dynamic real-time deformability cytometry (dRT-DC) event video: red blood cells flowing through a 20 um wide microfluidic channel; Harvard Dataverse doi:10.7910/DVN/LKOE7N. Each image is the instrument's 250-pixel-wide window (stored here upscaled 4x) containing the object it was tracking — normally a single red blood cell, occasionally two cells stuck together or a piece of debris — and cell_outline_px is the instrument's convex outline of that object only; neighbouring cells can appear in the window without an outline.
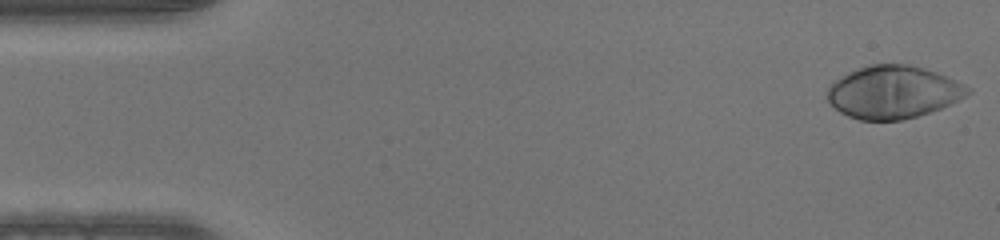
{"species": "human", "species_latin": "Homo sapiens", "temperature_condition": "warm", "stored_images_in_passage": 6, "camera_frame_rate_fps": 3000, "um_per_image_px": 0.085, "donor": {"sex": "male"}, "frame": {"image": 1, "passage_image": 1, "time_ms": 0.0, "image_size_px": [1000, 240], "cell_outline_px": [[972, 92], [940, 108], [904, 120], [860, 120], [848, 116], [840, 112], [828, 100], [828, 88], [836, 80], [848, 72], [868, 64], [908, 64], [924, 68], [936, 72], [964, 84], [972, 88]], "centroid_in_image_um": [75.92, 7.82], "position_along_channel_um": 9.1, "area_um2": 42.71}}